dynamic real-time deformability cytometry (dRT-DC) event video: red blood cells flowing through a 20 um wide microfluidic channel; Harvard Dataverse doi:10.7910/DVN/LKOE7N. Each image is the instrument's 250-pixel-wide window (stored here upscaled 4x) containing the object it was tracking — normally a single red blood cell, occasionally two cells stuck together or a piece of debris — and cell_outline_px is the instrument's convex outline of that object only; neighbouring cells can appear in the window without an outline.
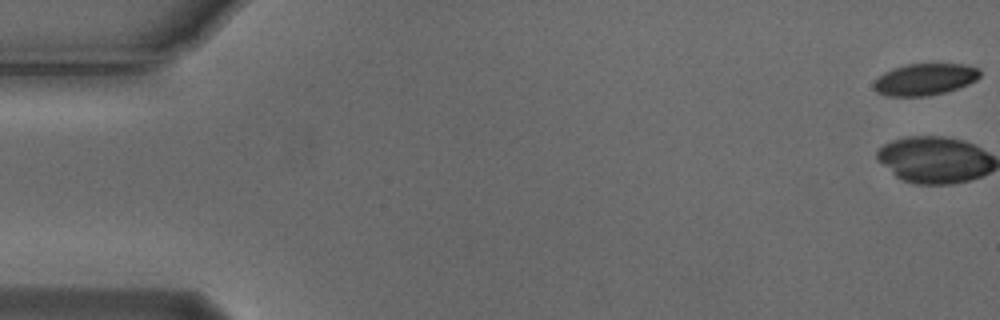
{"species": "Egyptian fruit bat (a non-hibernating species)", "species_latin": "Rousettus aegyptiacus", "temperature_condition": "cold", "stored_images_in_passage": 6, "camera_frame_rate_fps": 3000, "um_per_image_px": 0.085, "animal": {"sex": "male"}, "frame": {"image": 1, "passage_image": 1, "time_ms": 0.0, "image_size_px": [1000, 320], "cell_outline_px": [[980, 76], [976, 80], [968, 84], [944, 92], [924, 96], [888, 96], [876, 92], [872, 84], [884, 72], [892, 68], [908, 64], [964, 64], [980, 68]], "centroid_in_image_um": [78.61, 6.74], "position_along_channel_um": 6.4, "area_um2": 19.54}}